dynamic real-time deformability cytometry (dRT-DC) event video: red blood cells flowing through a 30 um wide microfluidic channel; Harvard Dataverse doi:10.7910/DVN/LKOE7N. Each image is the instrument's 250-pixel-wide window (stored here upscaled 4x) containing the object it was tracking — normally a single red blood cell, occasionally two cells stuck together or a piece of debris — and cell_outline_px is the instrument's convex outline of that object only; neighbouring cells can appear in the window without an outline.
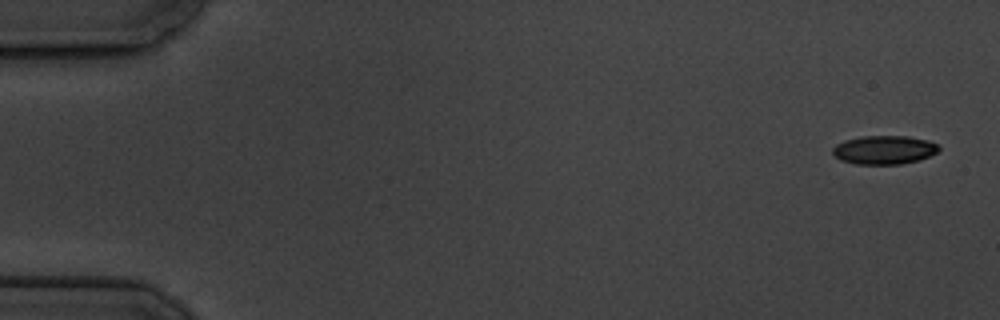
{"species": "common noctule bat (a hibernating species)", "species_latin": "Nyctalus noctula", "temperature_condition": "cold", "stored_images_in_passage": 8, "camera_frame_rate_fps": 3000, "um_per_image_px": 0.085, "animal": {"sex": "male", "body_mass_g": 19.5, "forearm_length_mm": 54.6}, "frame": {"image": 1, "passage_image": 1, "time_ms": 0.0, "image_size_px": [1000, 320], "cell_outline_px": [[940, 148], [936, 152], [928, 156], [916, 160], [900, 164], [856, 164], [840, 160], [832, 152], [832, 148], [836, 144], [844, 140], [860, 136], [908, 136], [928, 140], [936, 144]], "centroid_in_image_um": [75.11, 12.73], "position_along_channel_um": 9.9, "area_um2": 17.63}}
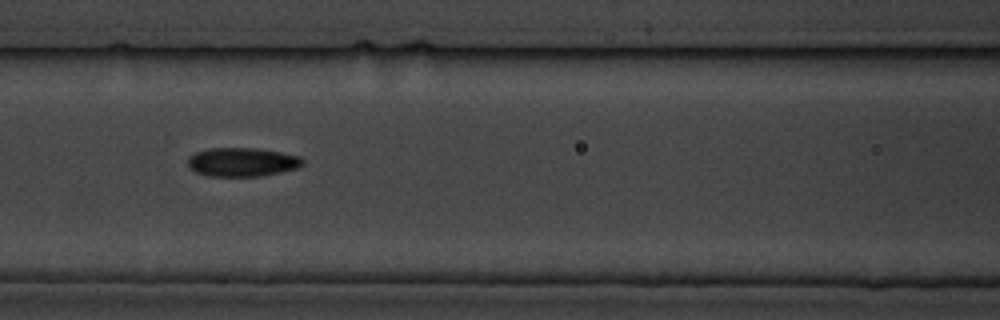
{"frame": {"image": 2, "passage_image": 7, "time_ms": 8.0, "image_size_px": [1000, 320], "cell_outline_px": [[304, 164], [296, 168], [280, 172], [260, 176], [204, 176], [188, 168], [188, 156], [196, 152], [208, 148], [256, 148], [280, 152], [300, 156], [304, 160]], "centroid_in_image_um": [20.55, 13.77], "position_along_channel_um": 146.0, "area_um2": 19.42}}
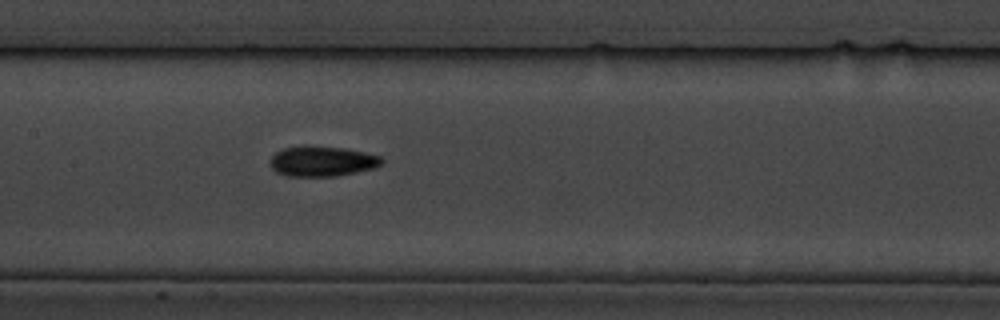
{"frame": {"image": 3, "passage_image": 8, "time_ms": 9.0, "image_size_px": [1000, 320], "cell_outline_px": [[384, 160], [376, 168], [336, 176], [288, 176], [276, 172], [272, 168], [268, 160], [276, 152], [284, 148], [344, 148], [364, 152], [380, 156]], "centroid_in_image_um": [27.4, 13.75], "position_along_channel_um": 180.0, "area_um2": 19.07}}